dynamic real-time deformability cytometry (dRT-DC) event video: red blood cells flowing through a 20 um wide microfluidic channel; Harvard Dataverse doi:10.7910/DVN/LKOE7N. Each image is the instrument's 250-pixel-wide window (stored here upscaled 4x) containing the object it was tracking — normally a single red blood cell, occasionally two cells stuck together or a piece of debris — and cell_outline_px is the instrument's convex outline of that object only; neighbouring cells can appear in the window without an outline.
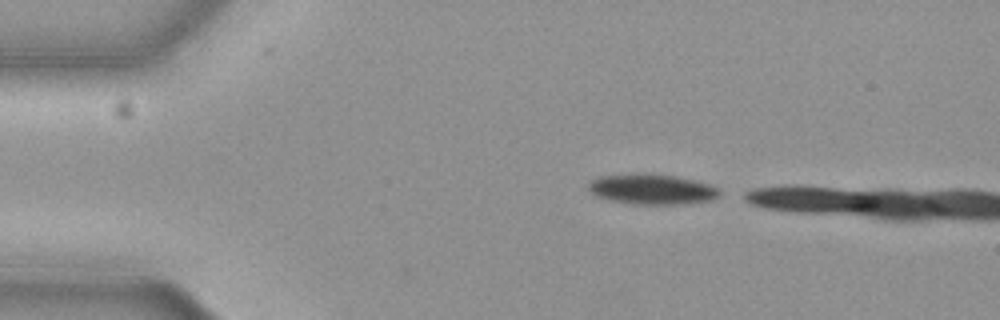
{"species": "common noctule bat (a hibernating species)", "species_latin": "Nyctalus noctula", "temperature_condition": "cold", "stored_images_in_passage": 3, "camera_frame_rate_fps": 3000, "um_per_image_px": 0.085, "animal": {"sex": "female", "body_mass_g": 19.3, "forearm_length_mm": 54.1}, "frame": {"image": 1, "passage_image": 3, "time_ms": 0.667, "image_size_px": [1000, 320], "cell_outline_px": [[720, 196], [712, 200], [688, 204], [636, 204], [608, 200], [596, 196], [588, 188], [588, 184], [596, 176], [676, 176], [696, 180], [720, 188]], "centroid_in_image_um": [55.49, 16.13], "position_along_channel_um": 29.5, "area_um2": 22.48}}